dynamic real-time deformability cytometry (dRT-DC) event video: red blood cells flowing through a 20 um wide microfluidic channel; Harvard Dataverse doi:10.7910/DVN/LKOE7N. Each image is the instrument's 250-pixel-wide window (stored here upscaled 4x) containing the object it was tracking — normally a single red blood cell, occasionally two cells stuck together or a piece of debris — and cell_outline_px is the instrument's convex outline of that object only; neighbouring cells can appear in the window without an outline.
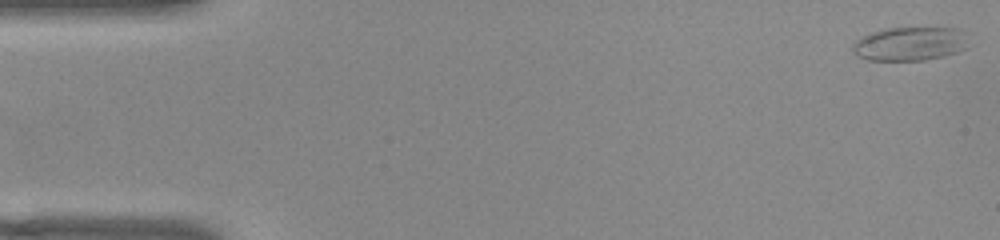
{"species": "common noctule bat (a hibernating species)", "species_latin": "Nyctalus noctula", "temperature_condition": "warm", "stored_images_in_passage": 53, "camera_frame_rate_fps": 3000, "um_per_image_px": 0.085, "animal": {"sex": "female", "body_mass_g": 22.0, "forearm_length_mm": 56.7}, "frame": {"image": 1, "passage_image": 1, "time_ms": 0.0, "image_size_px": [1000, 240], "cell_outline_px": [[968, 48], [944, 56], [924, 60], [868, 60], [856, 56], [852, 52], [852, 44], [856, 40], [872, 32], [884, 28], [960, 28], [968, 32]], "centroid_in_image_um": [77.39, 3.72], "position_along_channel_um": 7.6, "area_um2": 23.18}}
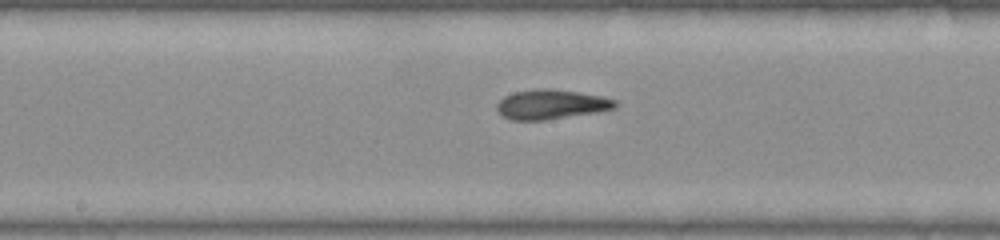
{"frame": {"image": 2, "passage_image": 27, "time_ms": 8.667, "image_size_px": [1000, 240], "cell_outline_px": [[616, 108], [596, 112], [544, 120], [512, 120], [504, 116], [496, 108], [496, 104], [504, 96], [516, 92], [540, 88], [552, 88], [600, 96], [616, 100]], "centroid_in_image_um": [46.84, 8.87], "position_along_channel_um": 201.4, "area_um2": 20.11}}
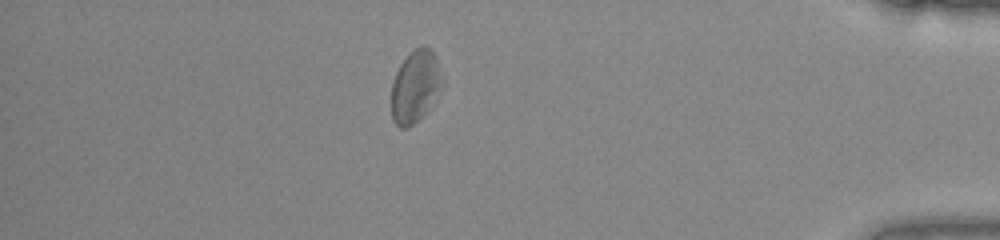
{"frame": {"image": 3, "passage_image": 46, "time_ms": 15.0, "image_size_px": [1000, 240], "cell_outline_px": [[444, 84], [428, 108], [408, 128], [400, 128], [392, 120], [392, 80], [400, 64], [408, 52], [424, 44], [432, 48], [436, 56], [444, 80]], "centroid_in_image_um": [35.31, 7.27], "position_along_channel_um": 399.9, "area_um2": 21.56}, "authors_computed_cell_mechanics": {"area_um2": 20.9236, "velocity_mm_per_s": 3.8087, "shape_relaxation_time_tau1_ms": 6.4544, "shape_relaxation_time_tau2_ms": 2.6647, "deformation_change_tau1": 0.1626, "deformation_change_tau2": 0.1125}}